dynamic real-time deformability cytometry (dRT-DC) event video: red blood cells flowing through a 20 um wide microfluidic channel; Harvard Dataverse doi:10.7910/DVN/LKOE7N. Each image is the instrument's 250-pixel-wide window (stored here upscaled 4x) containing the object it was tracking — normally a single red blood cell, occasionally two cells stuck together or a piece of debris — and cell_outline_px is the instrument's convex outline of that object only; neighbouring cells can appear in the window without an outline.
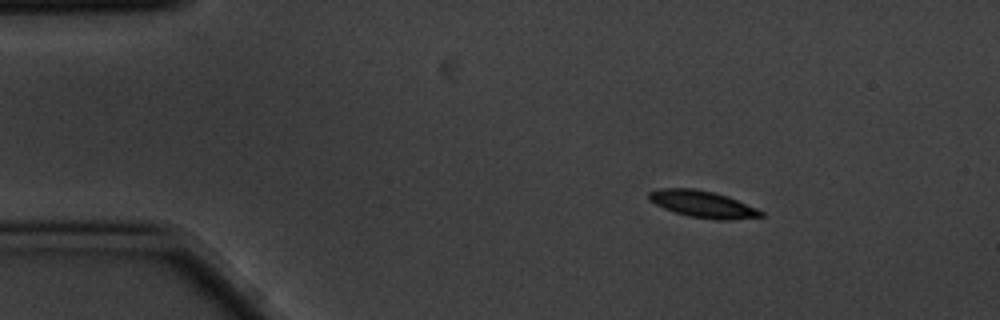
{"species": "common noctule bat (a hibernating species)", "species_latin": "Nyctalus noctula", "temperature_condition": "cold", "stored_images_in_passage": 4, "camera_frame_rate_fps": 3000, "um_per_image_px": 0.085, "animal": {"sex": "male", "body_mass_g": 20.1, "forearm_length_mm": 53.5}, "frame": {"image": 1, "passage_image": 1, "time_ms": 0.0, "image_size_px": [1000, 320], "cell_outline_px": [[764, 216], [728, 220], [716, 220], [688, 216], [664, 208], [648, 200], [648, 192], [660, 188], [692, 188], [712, 192], [728, 196], [756, 208], [764, 212]], "centroid_in_image_um": [59.72, 17.35], "position_along_channel_um": 25.3, "area_um2": 17.4}}
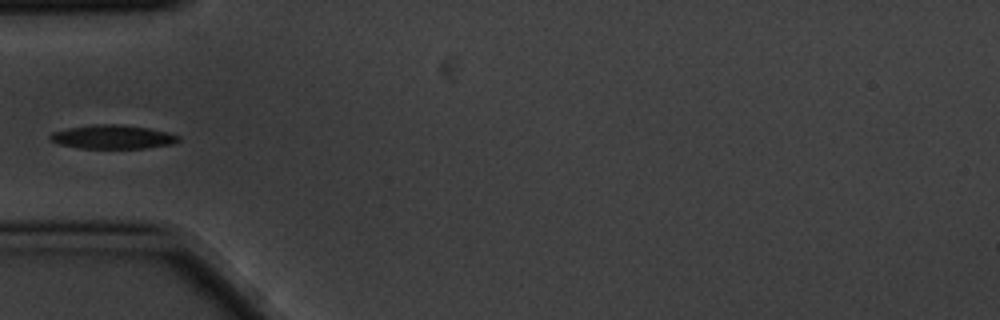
{"frame": {"image": 2, "passage_image": 4, "time_ms": 1.0, "image_size_px": [1000, 320], "cell_outline_px": [[180, 140], [172, 144], [148, 148], [80, 148], [60, 144], [52, 140], [48, 136], [52, 132], [68, 128], [96, 124], [120, 124], [148, 128], [180, 136]], "centroid_in_image_um": [9.58, 11.64], "position_along_channel_um": 75.4, "area_um2": 17.63}}